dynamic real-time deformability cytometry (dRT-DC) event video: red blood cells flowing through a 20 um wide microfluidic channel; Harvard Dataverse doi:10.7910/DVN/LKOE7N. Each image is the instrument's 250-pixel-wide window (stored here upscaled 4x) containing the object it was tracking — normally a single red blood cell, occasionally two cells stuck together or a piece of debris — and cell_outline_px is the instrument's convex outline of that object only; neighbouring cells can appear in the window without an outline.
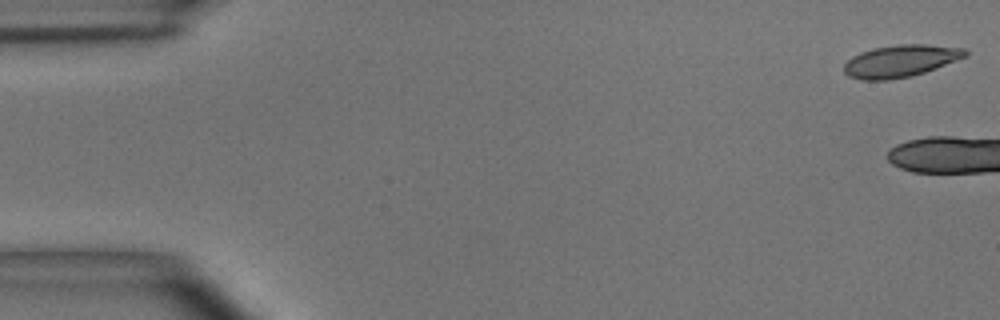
{"species": "common noctule bat (a hibernating species)", "species_latin": "Nyctalus noctula", "temperature_condition": "room temperature", "stored_images_in_passage": 4, "camera_frame_rate_fps": 3000, "um_per_image_px": 0.085, "animal": {"sex": "male", "body_mass_g": 15.6}, "frame": {"image": 1, "passage_image": 1, "time_ms": 0.0, "image_size_px": [1000, 320], "cell_outline_px": [[968, 56], [924, 72], [912, 76], [888, 80], [864, 80], [848, 76], [844, 72], [844, 64], [852, 56], [860, 52], [872, 48], [900, 44], [924, 44], [964, 48], [968, 52]], "centroid_in_image_um": [76.53, 5.18], "position_along_channel_um": 8.5, "area_um2": 22.72}}